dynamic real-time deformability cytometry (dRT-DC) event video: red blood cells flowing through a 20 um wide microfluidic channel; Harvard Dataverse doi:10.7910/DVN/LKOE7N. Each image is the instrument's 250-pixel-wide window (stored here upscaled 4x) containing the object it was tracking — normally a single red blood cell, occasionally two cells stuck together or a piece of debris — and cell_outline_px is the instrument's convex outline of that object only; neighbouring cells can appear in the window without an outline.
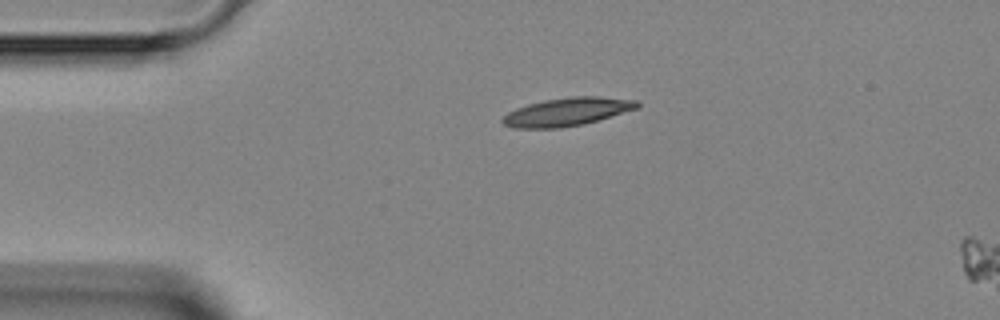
{"species": "Egyptian fruit bat (a non-hibernating species)", "species_latin": "Rousettus aegyptiacus", "temperature_condition": "room temperature", "stored_images_in_passage": 2, "segment_of_instrument_passage": [1, 2], "camera_frame_rate_fps": 3000, "um_per_image_px": 0.085, "animal": {"sex": "female"}, "frame": {"image": 1, "passage_image": 1, "time_ms": 0.0, "image_size_px": [1000, 320], "cell_outline_px": [[640, 108], [584, 124], [560, 128], [516, 128], [504, 124], [500, 120], [508, 112], [516, 108], [528, 104], [544, 100], [572, 96], [600, 96], [636, 100], [640, 104]], "centroid_in_image_um": [48.23, 9.5], "position_along_channel_um": 36.8, "area_um2": 22.2}}